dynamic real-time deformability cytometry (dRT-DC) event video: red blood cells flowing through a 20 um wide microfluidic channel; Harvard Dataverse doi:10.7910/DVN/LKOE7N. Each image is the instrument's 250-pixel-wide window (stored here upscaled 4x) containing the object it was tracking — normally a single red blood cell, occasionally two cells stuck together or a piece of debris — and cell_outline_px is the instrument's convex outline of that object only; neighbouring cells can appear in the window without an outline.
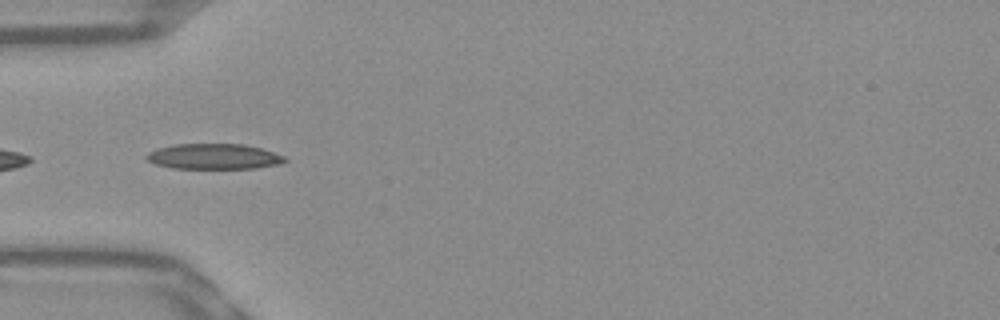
{"species": "Egyptian fruit bat (a non-hibernating species)", "species_latin": "Rousettus aegyptiacus", "temperature_condition": "warm", "stored_images_in_passage": 8, "camera_frame_rate_fps": 3000, "um_per_image_px": 0.085, "frame": {"image": 1, "passage_image": 1, "time_ms": 0.0, "image_size_px": [1000, 320], "cell_outline_px": [[288, 160], [280, 164], [256, 168], [172, 168], [156, 164], [148, 160], [144, 156], [148, 152], [156, 148], [176, 144], [244, 144], [260, 148], [284, 156]], "centroid_in_image_um": [18.16, 13.3], "position_along_channel_um": 66.8, "area_um2": 20.46}}